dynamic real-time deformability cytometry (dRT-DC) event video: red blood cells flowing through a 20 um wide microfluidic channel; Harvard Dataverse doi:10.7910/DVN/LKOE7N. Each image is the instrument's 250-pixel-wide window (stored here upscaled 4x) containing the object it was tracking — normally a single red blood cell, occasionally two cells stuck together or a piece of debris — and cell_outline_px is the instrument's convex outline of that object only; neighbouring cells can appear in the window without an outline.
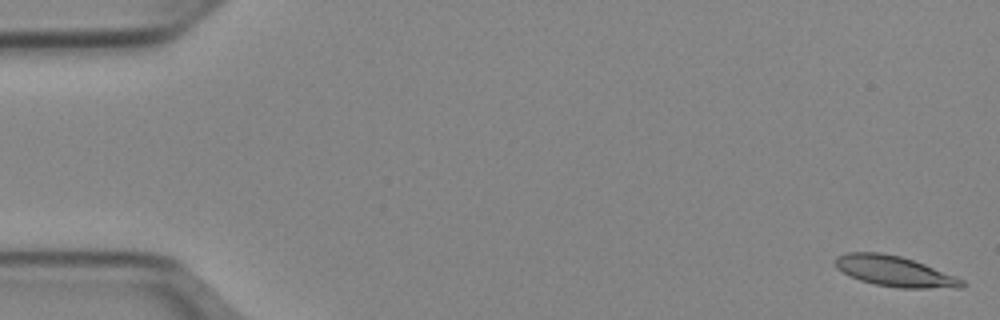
{"species": "Egyptian fruit bat (a non-hibernating species)", "species_latin": "Rousettus aegyptiacus", "temperature_condition": "cold", "stored_images_in_passage": 51, "camera_frame_rate_fps": 3000, "um_per_image_px": 0.085, "animal": {"sex": "female"}, "frame": {"image": 1, "passage_image": 1, "time_ms": 0.0, "image_size_px": [1000, 320], "cell_outline_px": [[964, 284], [960, 288], [900, 288], [876, 284], [860, 280], [836, 268], [836, 256], [844, 252], [880, 252], [900, 256], [924, 264], [964, 280]], "centroid_in_image_um": [76.02, 23.05], "position_along_channel_um": 9.0, "area_um2": 22.2}}
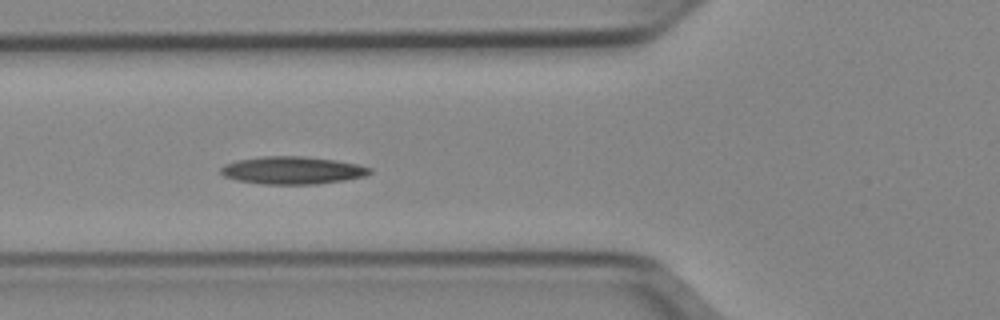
{"frame": {"image": 2, "passage_image": 19, "time_ms": 6.0, "image_size_px": [1000, 320], "cell_outline_px": [[372, 172], [364, 176], [344, 180], [316, 184], [260, 184], [236, 180], [224, 176], [220, 172], [220, 168], [224, 164], [236, 160], [260, 156], [304, 156], [336, 160], [356, 164], [372, 168]], "centroid_in_image_um": [24.82, 14.47], "position_along_channel_um": 101.0, "area_um2": 24.1}}
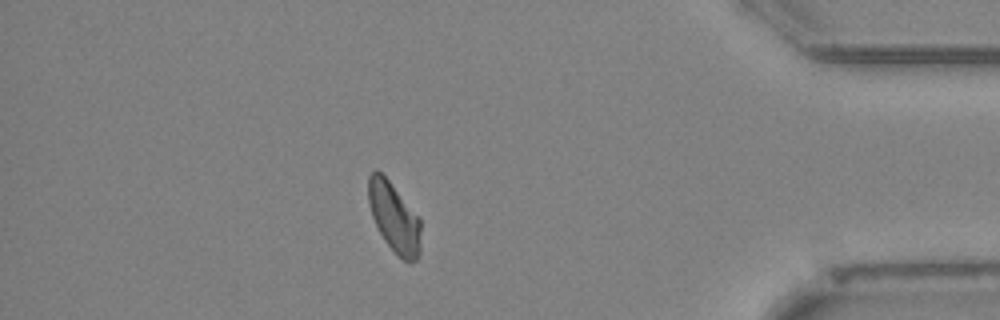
{"frame": {"image": 3, "passage_image": 45, "time_ms": 14.667, "image_size_px": [1000, 320], "cell_outline_px": [[420, 252], [416, 260], [404, 260], [384, 240], [372, 216], [368, 204], [368, 176], [376, 168], [388, 180], [420, 220]], "centroid_in_image_um": [33.47, 18.46], "position_along_channel_um": 401.7, "area_um2": 20.63}, "authors_computed_cell_mechanics": {"area_um2": 22.3108, "velocity_mm_per_s": 3.9207, "shape_relaxation_time_tau1_ms": null, "shape_relaxation_time_tau2_ms": 10.1871, "deformation_change_tau1": null, "deformation_change_tau2": 0.181}}